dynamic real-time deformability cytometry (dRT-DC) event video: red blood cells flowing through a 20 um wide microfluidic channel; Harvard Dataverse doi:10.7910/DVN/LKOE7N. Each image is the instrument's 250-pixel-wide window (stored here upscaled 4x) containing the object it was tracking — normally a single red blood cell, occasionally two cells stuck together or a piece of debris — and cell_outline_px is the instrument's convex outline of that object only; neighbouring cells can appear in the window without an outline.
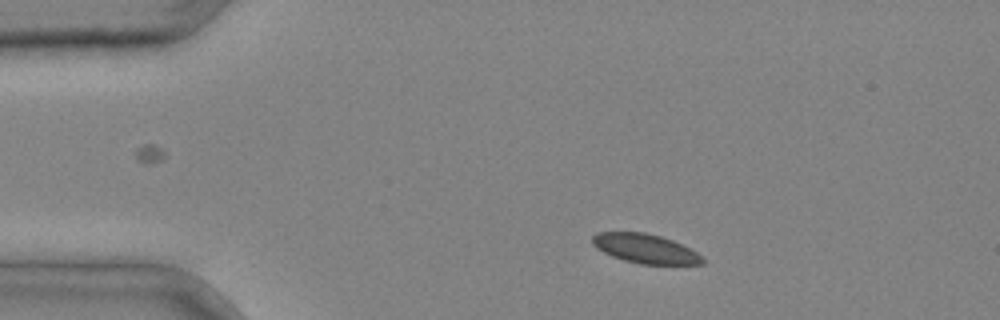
{"species": "common noctule bat (a hibernating species)", "species_latin": "Nyctalus noctula", "temperature_condition": "cold", "stored_images_in_passage": 2, "camera_frame_rate_fps": 3000, "um_per_image_px": 0.085, "animal": {"sex": "male", "body_mass_g": 20.4}, "frame": {"image": 1, "passage_image": 1, "time_ms": 0.0, "image_size_px": [1000, 320], "cell_outline_px": [[704, 264], [640, 264], [624, 260], [612, 256], [596, 248], [592, 244], [592, 236], [596, 232], [644, 232], [660, 236], [672, 240], [696, 252], [704, 260]], "centroid_in_image_um": [54.8, 21.13], "position_along_channel_um": 30.2, "area_um2": 18.61}}